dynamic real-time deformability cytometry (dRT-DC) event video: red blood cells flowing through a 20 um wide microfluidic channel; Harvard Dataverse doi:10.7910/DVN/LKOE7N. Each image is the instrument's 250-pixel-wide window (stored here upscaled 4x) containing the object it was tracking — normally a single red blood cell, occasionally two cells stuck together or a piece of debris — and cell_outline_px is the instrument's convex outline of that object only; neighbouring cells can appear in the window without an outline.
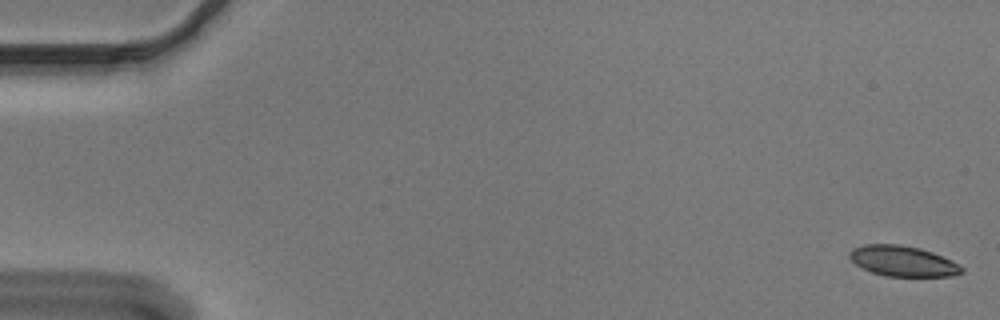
{"species": "Egyptian fruit bat (a non-hibernating species)", "species_latin": "Rousettus aegyptiacus", "temperature_condition": "cold", "stored_images_in_passage": 55, "camera_frame_rate_fps": 3000, "um_per_image_px": 0.085, "animal": {"sex": "male"}, "frame": {"image": 1, "passage_image": 1, "time_ms": 0.0, "image_size_px": [1000, 320], "cell_outline_px": [[964, 272], [952, 276], [884, 276], [872, 272], [856, 264], [848, 256], [856, 248], [868, 244], [900, 244], [920, 248], [932, 252], [952, 260], [964, 268]], "centroid_in_image_um": [76.8, 22.2], "position_along_channel_um": 8.2, "area_um2": 19.71}}
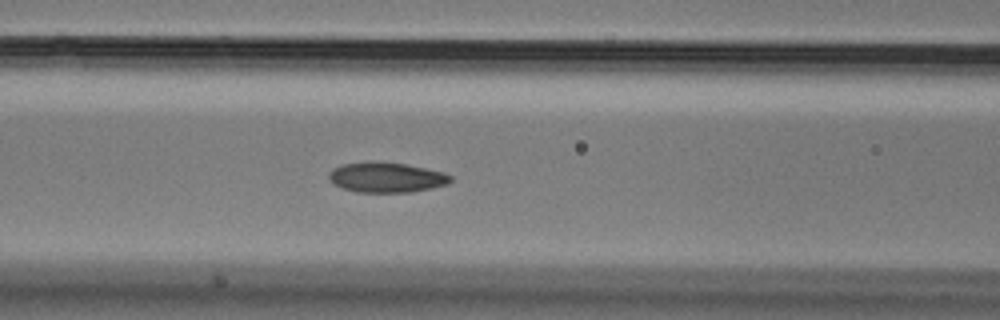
{"frame": {"image": 2, "passage_image": 23, "time_ms": 7.333, "image_size_px": [1000, 320], "cell_outline_px": [[452, 180], [448, 184], [432, 188], [412, 192], [356, 192], [340, 188], [332, 184], [328, 180], [328, 176], [332, 168], [344, 164], [372, 160], [376, 160], [404, 164], [444, 172], [452, 176]], "centroid_in_image_um": [32.8, 15.07], "position_along_channel_um": 133.8, "area_um2": 21.73}}
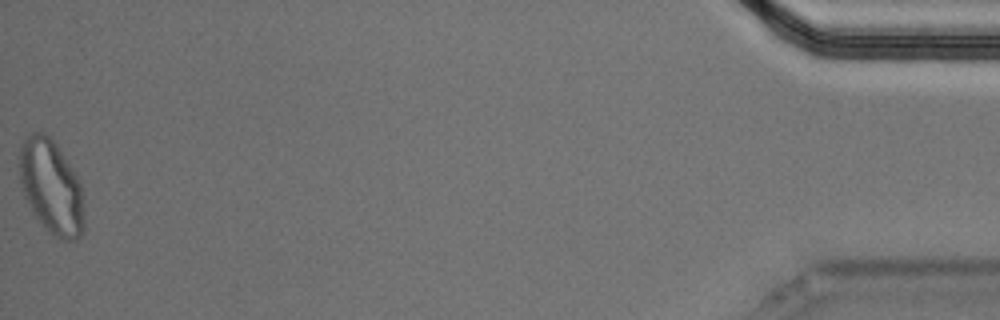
{"frame": {"image": 3, "passage_image": 55, "time_ms": 18.0, "image_size_px": [1000, 320], "cell_outline_px": [[84, 232], [76, 240], [64, 240], [48, 232], [32, 212], [24, 196], [20, 184], [20, 148], [24, 140], [32, 132], [44, 132], [56, 144], [76, 176], [80, 184], [84, 204]], "centroid_in_image_um": [4.36, 15.93], "position_along_channel_um": 430.8, "area_um2": 35.32}, "authors_computed_cell_mechanics": {"area_um2": 21.3282, "velocity_mm_per_s": 3.6602, "shape_relaxation_time_tau1_ms": 5.2317, "shape_relaxation_time_tau2_ms": 2.6598, "deformation_change_tau1": 0.1334, "deformation_change_tau2": 0.0707}}